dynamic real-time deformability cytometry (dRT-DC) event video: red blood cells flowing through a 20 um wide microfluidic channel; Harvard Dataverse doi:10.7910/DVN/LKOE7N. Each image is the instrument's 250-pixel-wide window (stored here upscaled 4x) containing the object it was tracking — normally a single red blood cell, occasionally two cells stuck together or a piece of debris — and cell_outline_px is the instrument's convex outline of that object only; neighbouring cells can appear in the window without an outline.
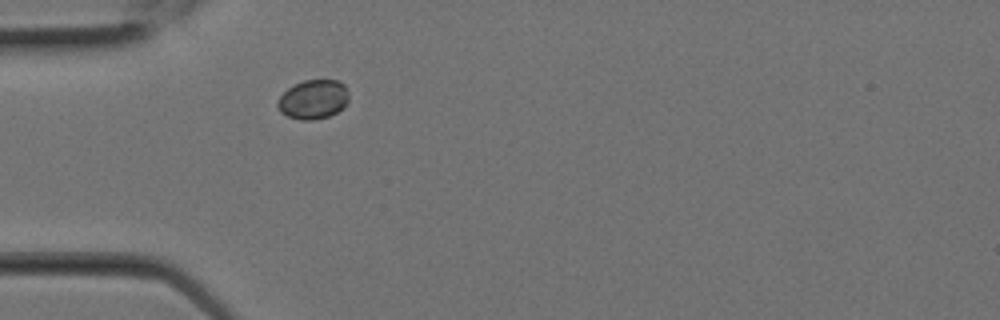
{"species": "Egyptian fruit bat (a non-hibernating species)", "species_latin": "Rousettus aegyptiacus", "temperature_condition": "room temperature", "stored_images_in_passage": 1, "camera_frame_rate_fps": 3000, "um_per_image_px": 0.085, "animal": {"sex": "female"}, "frame": {"image": 1, "passage_image": 1, "time_ms": 0.0, "image_size_px": [1000, 320], "cell_outline_px": [[348, 100], [336, 112], [328, 116], [312, 120], [300, 120], [288, 116], [280, 112], [276, 104], [276, 100], [288, 88], [304, 80], [336, 80], [344, 84], [348, 92]], "centroid_in_image_um": [26.59, 8.45], "position_along_channel_um": 58.4, "area_um2": 16.13}}